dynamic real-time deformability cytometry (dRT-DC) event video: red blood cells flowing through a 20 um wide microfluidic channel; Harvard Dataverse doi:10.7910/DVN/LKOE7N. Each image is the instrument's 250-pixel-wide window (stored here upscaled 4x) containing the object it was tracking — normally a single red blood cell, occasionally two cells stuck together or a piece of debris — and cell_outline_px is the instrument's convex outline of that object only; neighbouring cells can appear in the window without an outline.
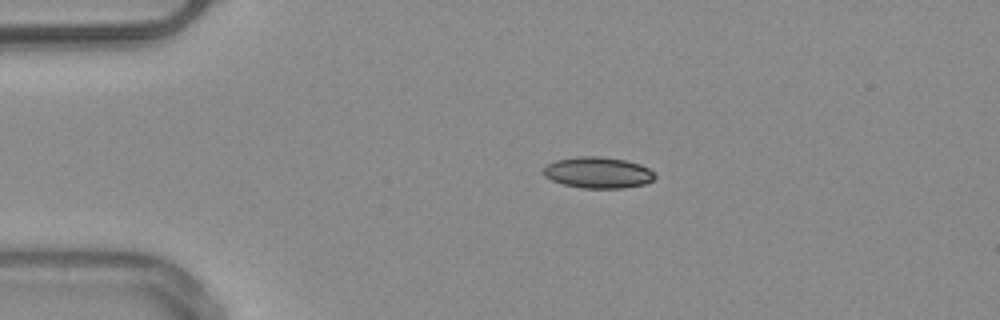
{"species": "common noctule bat (a hibernating species)", "species_latin": "Nyctalus noctula", "temperature_condition": "warm", "stored_images_in_passage": 3, "camera_frame_rate_fps": 3000, "um_per_image_px": 0.085, "animal": {"sex": "male", "body_mass_g": 20.4}, "frame": {"image": 1, "passage_image": 2, "time_ms": 1.0, "image_size_px": [1000, 320], "cell_outline_px": [[656, 176], [652, 180], [644, 184], [624, 188], [580, 188], [564, 184], [552, 180], [544, 176], [540, 172], [548, 164], [556, 160], [580, 156], [600, 156], [624, 160], [640, 164], [648, 168]], "centroid_in_image_um": [50.8, 14.67], "position_along_channel_um": 34.2, "area_um2": 20.23}}